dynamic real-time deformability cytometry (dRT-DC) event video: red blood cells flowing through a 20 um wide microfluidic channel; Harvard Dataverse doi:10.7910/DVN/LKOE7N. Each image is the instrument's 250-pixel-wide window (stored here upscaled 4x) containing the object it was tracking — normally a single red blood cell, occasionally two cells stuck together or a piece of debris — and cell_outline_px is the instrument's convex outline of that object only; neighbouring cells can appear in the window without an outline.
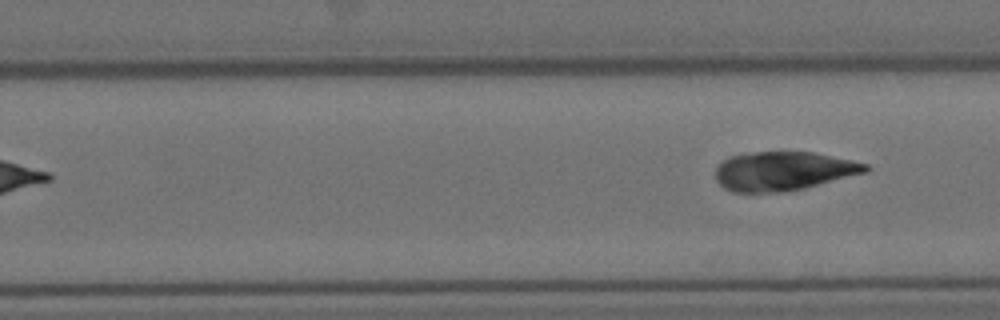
{"species": "Egyptian fruit bat (a non-hibernating species)", "species_latin": "Rousettus aegyptiacus", "temperature_condition": "cold", "stored_images_in_passage": 7, "segment_of_instrument_passage": [2, 2], "camera_frame_rate_fps": 3000, "um_per_image_px": 0.085, "animal": {"sex": "female"}, "frame": {"image": 1, "passage_image": 7, "time_ms": 7.333, "image_size_px": [1000, 320], "cell_outline_px": [[872, 168], [868, 172], [804, 188], [780, 192], [732, 192], [724, 188], [716, 180], [716, 168], [728, 156], [752, 152], [812, 152], [852, 160], [868, 164]], "centroid_in_image_um": [66.6, 14.54], "position_along_channel_um": 263.2, "area_um2": 34.04}}